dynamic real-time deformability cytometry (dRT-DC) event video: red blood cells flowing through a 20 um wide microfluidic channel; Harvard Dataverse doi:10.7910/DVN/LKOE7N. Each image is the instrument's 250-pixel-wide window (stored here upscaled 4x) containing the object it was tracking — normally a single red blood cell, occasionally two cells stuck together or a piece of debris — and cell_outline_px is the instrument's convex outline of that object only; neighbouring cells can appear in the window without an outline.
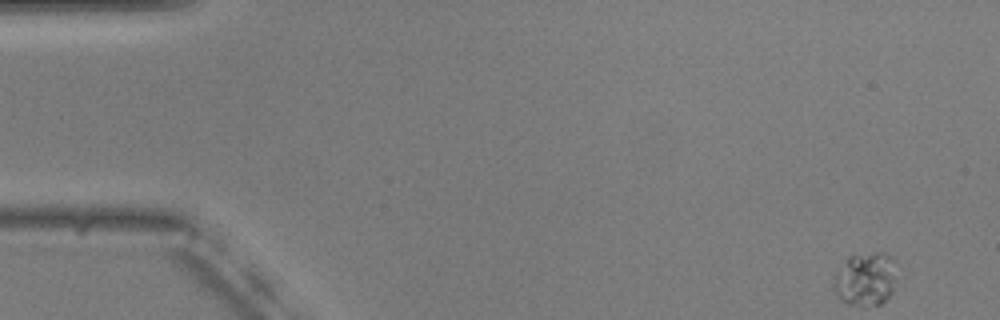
{"species": "common noctule bat (a hibernating species)", "species_latin": "Nyctalus noctula", "temperature_condition": "warm", "stored_images_in_passage": 6, "camera_frame_rate_fps": 3000, "um_per_image_px": 0.085, "animal": {"sex": "male", "body_mass_g": 20.5, "forearm_length_mm": 52.5}, "frame": {"image": 1, "passage_image": 1, "time_ms": 0.0, "image_size_px": [1000, 320], "cell_outline_px": [[896, 260], [892, 292], [880, 304], [848, 304], [840, 300], [836, 296], [832, 288], [836, 272], [848, 256], [876, 252], [884, 252], [892, 256]], "centroid_in_image_um": [73.54, 23.68], "position_along_channel_um": 11.5, "area_um2": 19.54}}